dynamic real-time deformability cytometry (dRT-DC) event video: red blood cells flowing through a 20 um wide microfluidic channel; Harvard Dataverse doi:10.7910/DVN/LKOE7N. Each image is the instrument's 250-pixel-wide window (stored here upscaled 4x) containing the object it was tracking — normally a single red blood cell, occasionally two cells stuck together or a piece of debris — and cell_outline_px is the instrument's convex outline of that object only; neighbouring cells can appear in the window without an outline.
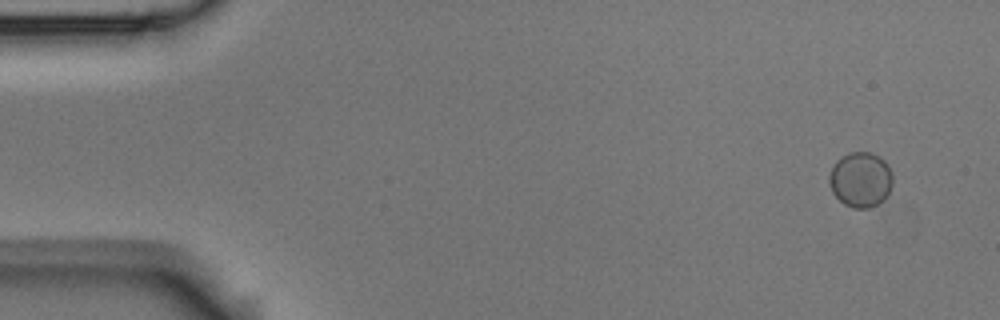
{"species": "Egyptian fruit bat (a non-hibernating species)", "species_latin": "Rousettus aegyptiacus", "temperature_condition": "room temperature", "stored_images_in_passage": 5, "camera_frame_rate_fps": 3000, "um_per_image_px": 0.085, "animal": {"sex": "male"}, "frame": {"image": 1, "passage_image": 1, "time_ms": 0.0, "image_size_px": [1000, 320], "cell_outline_px": [[892, 184], [884, 200], [868, 208], [852, 208], [844, 204], [832, 192], [828, 180], [832, 168], [836, 160], [840, 156], [848, 152], [872, 152], [880, 156], [888, 164], [892, 172]], "centroid_in_image_um": [73.15, 15.24], "position_along_channel_um": 11.8, "area_um2": 20.58}}